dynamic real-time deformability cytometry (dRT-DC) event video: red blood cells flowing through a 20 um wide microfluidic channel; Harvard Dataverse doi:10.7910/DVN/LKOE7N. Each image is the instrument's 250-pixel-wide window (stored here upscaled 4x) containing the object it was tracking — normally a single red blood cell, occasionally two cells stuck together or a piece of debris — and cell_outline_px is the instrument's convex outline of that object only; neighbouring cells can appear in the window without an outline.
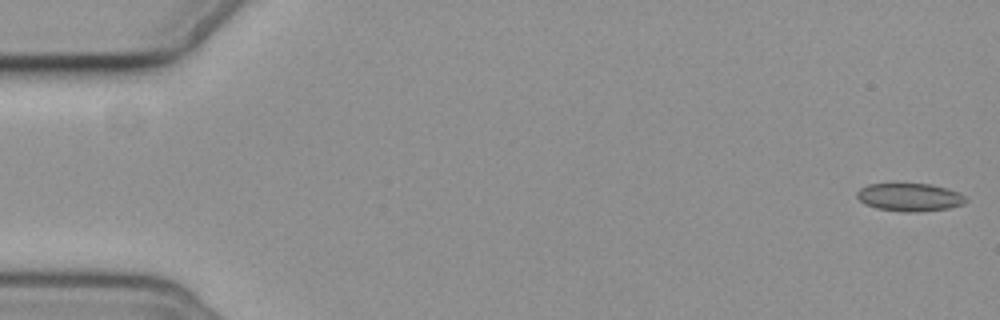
{"species": "common noctule bat (a hibernating species)", "species_latin": "Nyctalus noctula", "temperature_condition": "cold", "stored_images_in_passage": 8, "camera_frame_rate_fps": 3000, "um_per_image_px": 0.085, "animal": {"sex": "female", "body_mass_g": 19.3, "forearm_length_mm": 54.1}, "frame": {"image": 1, "passage_image": 1, "time_ms": 0.0, "image_size_px": [1000, 320], "cell_outline_px": [[968, 200], [964, 204], [948, 208], [916, 212], [900, 212], [876, 208], [864, 204], [856, 196], [856, 192], [860, 188], [868, 184], [928, 184], [944, 188], [956, 192], [964, 196]], "centroid_in_image_um": [77.27, 16.77], "position_along_channel_um": 7.7, "area_um2": 17.63}}
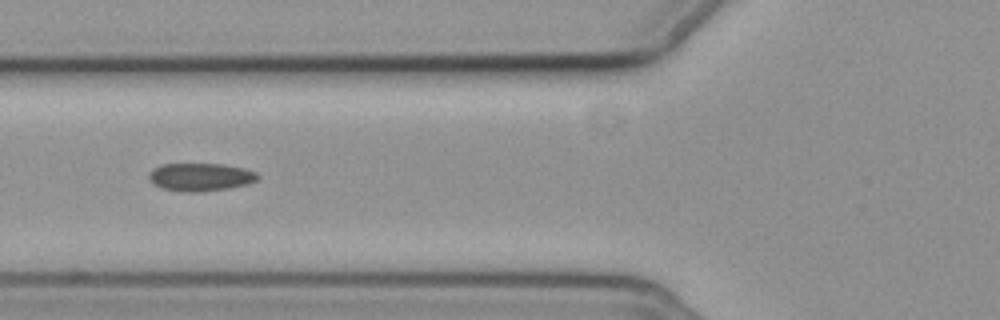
{"frame": {"image": 2, "passage_image": 7, "time_ms": 7.0, "image_size_px": [1000, 320], "cell_outline_px": [[260, 176], [256, 180], [248, 184], [228, 188], [200, 192], [188, 192], [160, 188], [152, 184], [148, 180], [148, 172], [152, 168], [160, 164], [224, 164], [244, 168], [256, 172]], "centroid_in_image_um": [16.99, 15.04], "position_along_channel_um": 108.8, "area_um2": 17.98}}
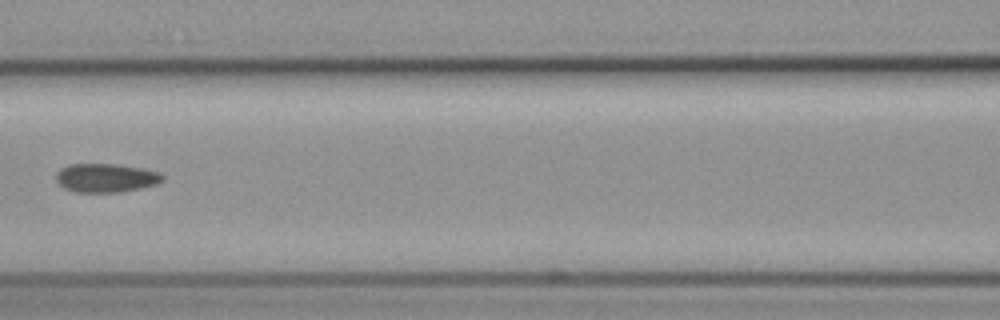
{"frame": {"image": 3, "passage_image": 8, "time_ms": 8.333, "image_size_px": [1000, 320], "cell_outline_px": [[164, 180], [156, 184], [140, 188], [120, 192], [76, 192], [64, 188], [56, 180], [56, 172], [60, 168], [72, 164], [116, 164], [144, 168], [160, 172], [164, 176]], "centroid_in_image_um": [9.02, 15.11], "position_along_channel_um": 157.6, "area_um2": 17.92}}